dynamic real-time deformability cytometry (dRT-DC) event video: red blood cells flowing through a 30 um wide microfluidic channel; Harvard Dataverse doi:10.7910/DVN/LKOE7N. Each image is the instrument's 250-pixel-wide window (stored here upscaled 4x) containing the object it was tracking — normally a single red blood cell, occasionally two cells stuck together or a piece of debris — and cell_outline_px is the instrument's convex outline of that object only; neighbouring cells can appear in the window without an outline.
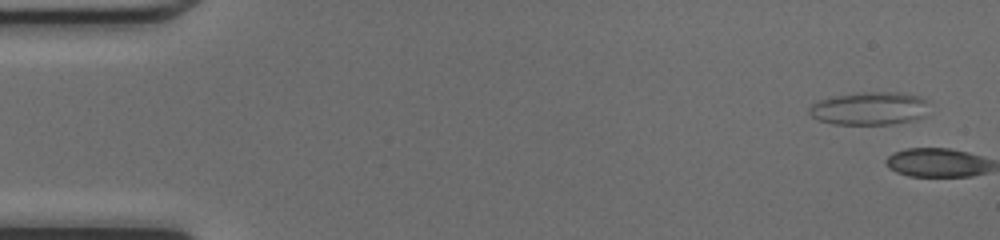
{"species": "common noctule bat (a hibernating species)", "species_latin": "Nyctalus noctula", "temperature_condition": "cold", "stored_images_in_passage": 4, "camera_frame_rate_fps": 3000, "um_per_image_px": 0.085, "animal": {"sex": "female", "body_mass_g": 17.0, "forearm_length_mm": 48.0}, "frame": {"image": 1, "passage_image": 3, "time_ms": 0.667, "image_size_px": [1000, 240], "cell_outline_px": [[928, 116], [916, 120], [892, 124], [832, 124], [820, 120], [812, 116], [808, 112], [808, 108], [812, 104], [820, 100], [836, 96], [856, 92], [900, 92], [920, 96], [928, 100]], "centroid_in_image_um": [73.99, 9.22], "position_along_channel_um": 11.0, "area_um2": 23.47}}